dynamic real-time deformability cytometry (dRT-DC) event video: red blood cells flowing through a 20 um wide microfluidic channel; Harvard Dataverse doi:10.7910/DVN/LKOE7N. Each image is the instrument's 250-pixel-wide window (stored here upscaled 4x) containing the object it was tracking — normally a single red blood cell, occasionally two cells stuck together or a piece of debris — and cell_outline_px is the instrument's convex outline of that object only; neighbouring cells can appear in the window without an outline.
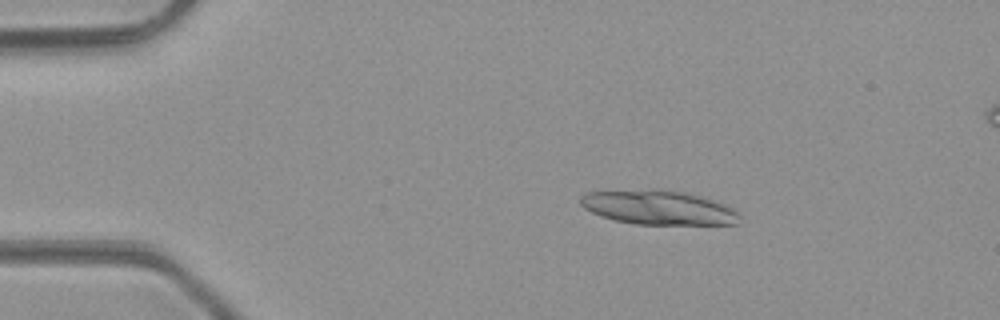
{"species": "common noctule bat (a hibernating species)", "species_latin": "Nyctalus noctula", "temperature_condition": "room temperature", "stored_images_in_passage": 15, "camera_frame_rate_fps": 3000, "um_per_image_px": 0.085, "animal": {"sex": "male", "body_mass_g": 23.1, "forearm_length_mm": 52.7}, "frame": {"image": 1, "passage_image": 3, "time_ms": 0.667, "image_size_px": [1000, 320], "cell_outline_px": [[740, 216], [736, 224], [636, 224], [616, 220], [592, 212], [584, 208], [580, 204], [580, 196], [588, 192], [660, 188], [684, 192], [700, 196], [724, 204], [740, 212]], "centroid_in_image_um": [55.97, 17.62], "position_along_channel_um": 29.0, "area_um2": 31.67}}